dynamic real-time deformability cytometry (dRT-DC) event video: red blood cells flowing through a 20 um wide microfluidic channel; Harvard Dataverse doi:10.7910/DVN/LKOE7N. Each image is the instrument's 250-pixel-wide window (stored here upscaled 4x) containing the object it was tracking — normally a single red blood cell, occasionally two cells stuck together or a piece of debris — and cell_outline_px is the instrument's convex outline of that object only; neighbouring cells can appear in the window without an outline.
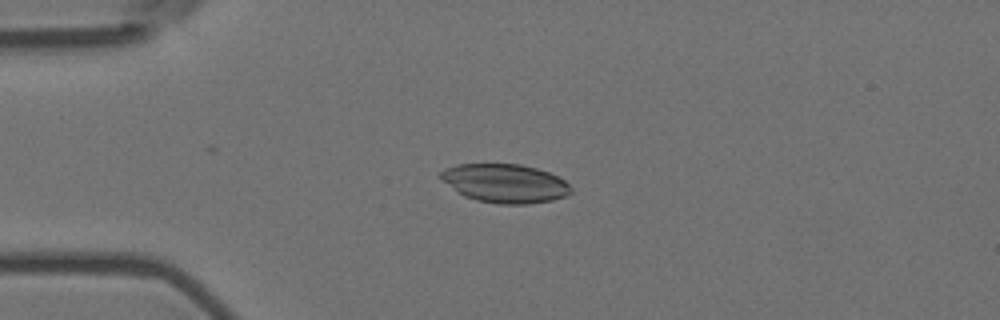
{"species": "Egyptian fruit bat (a non-hibernating species)", "species_latin": "Rousettus aegyptiacus", "temperature_condition": "room temperature", "stored_images_in_passage": 5, "camera_frame_rate_fps": 3000, "um_per_image_px": 0.085, "animal": {"sex": "female"}, "frame": {"image": 1, "passage_image": 4, "time_ms": 1.0, "image_size_px": [1000, 320], "cell_outline_px": [[572, 192], [564, 196], [552, 200], [528, 204], [496, 204], [476, 200], [464, 196], [444, 180], [440, 176], [440, 172], [444, 168], [456, 164], [520, 164], [536, 168], [560, 176], [572, 188]], "centroid_in_image_um": [42.96, 15.58], "position_along_channel_um": 42.0, "area_um2": 29.3}}